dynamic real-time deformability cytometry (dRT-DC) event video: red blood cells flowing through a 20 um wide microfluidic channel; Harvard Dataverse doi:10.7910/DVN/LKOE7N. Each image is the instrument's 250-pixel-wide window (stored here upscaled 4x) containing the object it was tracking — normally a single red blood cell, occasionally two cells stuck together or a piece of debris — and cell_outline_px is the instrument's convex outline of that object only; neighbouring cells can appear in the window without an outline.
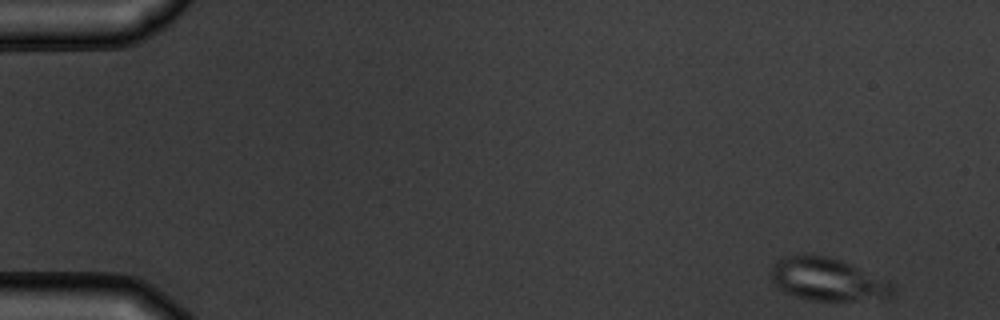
{"species": "common noctule bat (a hibernating species)", "species_latin": "Nyctalus noctula", "temperature_condition": "warm", "stored_images_in_passage": 6, "camera_frame_rate_fps": 3000, "um_per_image_px": 0.085, "animal": {"sex": "male", "body_mass_g": 19.5, "forearm_length_mm": 54.6}, "frame": {"image": 1, "passage_image": 1, "time_ms": 0.0, "image_size_px": [1000, 320], "cell_outline_px": [[892, 296], [888, 300], [812, 300], [796, 296], [784, 292], [776, 288], [772, 280], [772, 264], [776, 260], [784, 256], [800, 252], [824, 256], [840, 260], [852, 264], [888, 280], [892, 284]], "centroid_in_image_um": [70.33, 23.73], "position_along_channel_um": 14.7, "area_um2": 30.92}}